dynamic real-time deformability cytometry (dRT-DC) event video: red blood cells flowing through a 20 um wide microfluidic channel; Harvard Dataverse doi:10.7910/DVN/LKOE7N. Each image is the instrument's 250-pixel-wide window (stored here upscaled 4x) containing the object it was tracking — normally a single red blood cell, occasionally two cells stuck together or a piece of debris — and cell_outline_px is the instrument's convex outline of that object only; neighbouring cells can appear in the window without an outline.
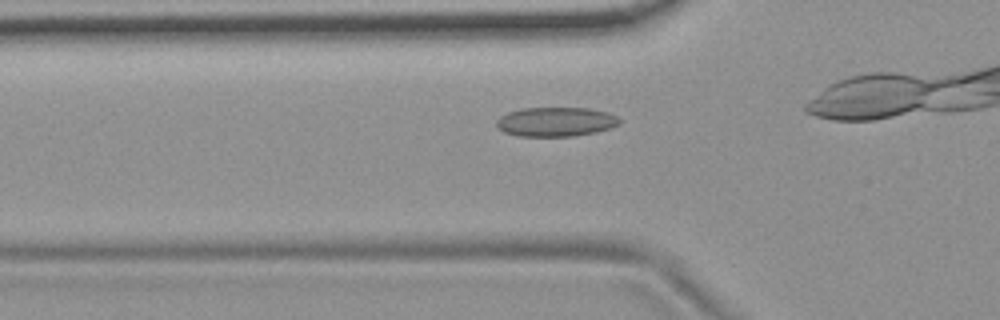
{"species": "common noctule bat (a hibernating species)", "species_latin": "Nyctalus noctula", "temperature_condition": "room temperature", "stored_images_in_passage": 35, "camera_frame_rate_fps": 3000, "um_per_image_px": 0.085, "animal": {"sex": "female", "body_mass_g": 19.9}, "frame": {"image": 1, "passage_image": 11, "time_ms": 3.333, "image_size_px": [1000, 320], "cell_outline_px": [[620, 124], [596, 132], [572, 136], [516, 136], [504, 132], [496, 124], [496, 120], [500, 116], [508, 112], [520, 108], [588, 108], [608, 112], [616, 116], [620, 120]], "centroid_in_image_um": [47.22, 10.35], "position_along_channel_um": 78.6, "area_um2": 20.98}}